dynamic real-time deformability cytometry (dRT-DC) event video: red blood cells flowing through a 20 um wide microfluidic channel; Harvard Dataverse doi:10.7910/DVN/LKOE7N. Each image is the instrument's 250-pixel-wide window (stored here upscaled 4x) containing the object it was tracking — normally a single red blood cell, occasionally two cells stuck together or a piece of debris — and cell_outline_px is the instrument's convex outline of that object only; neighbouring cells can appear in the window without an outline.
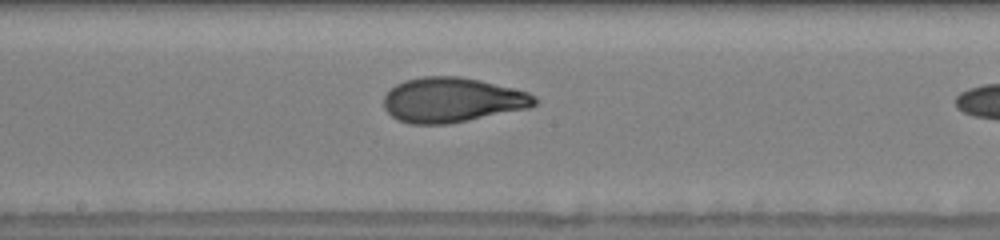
{"species": "human", "species_latin": "Homo sapiens", "temperature_condition": "warm", "stored_images_in_passage": 25, "camera_frame_rate_fps": 3000, "um_per_image_px": 0.085, "donor": {"sex": "male"}, "frame": {"image": 1, "passage_image": 24, "time_ms": 7.667, "image_size_px": [1000, 240], "cell_outline_px": [[540, 100], [536, 104], [528, 108], [448, 124], [408, 124], [396, 120], [384, 108], [384, 96], [396, 84], [404, 80], [424, 76], [460, 76], [480, 80], [528, 92], [536, 96]], "centroid_in_image_um": [38.43, 8.5], "position_along_channel_um": 209.8, "area_um2": 39.48}}